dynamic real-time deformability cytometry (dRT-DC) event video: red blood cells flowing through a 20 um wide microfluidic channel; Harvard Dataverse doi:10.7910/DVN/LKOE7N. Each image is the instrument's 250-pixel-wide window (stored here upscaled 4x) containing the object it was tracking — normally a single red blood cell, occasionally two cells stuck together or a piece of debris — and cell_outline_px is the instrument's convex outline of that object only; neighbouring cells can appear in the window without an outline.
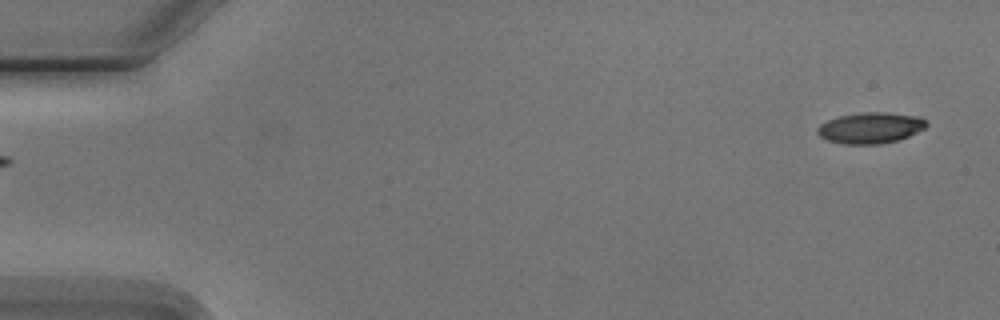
{"species": "Egyptian fruit bat (a non-hibernating species)", "species_latin": "Rousettus aegyptiacus", "temperature_condition": "cold", "stored_images_in_passage": 6, "segment_of_instrument_passage": [2, 2], "camera_frame_rate_fps": 3000, "um_per_image_px": 0.085, "animal": {"sex": "male"}, "frame": {"image": 1, "passage_image": 6, "time_ms": 5.667, "image_size_px": [1000, 320], "cell_outline_px": [[928, 124], [924, 128], [900, 140], [880, 144], [844, 144], [828, 140], [820, 136], [816, 132], [816, 128], [820, 124], [828, 120], [840, 116], [864, 112], [884, 112], [920, 116]], "centroid_in_image_um": [73.98, 10.87], "position_along_channel_um": 11.0, "area_um2": 19.65}}